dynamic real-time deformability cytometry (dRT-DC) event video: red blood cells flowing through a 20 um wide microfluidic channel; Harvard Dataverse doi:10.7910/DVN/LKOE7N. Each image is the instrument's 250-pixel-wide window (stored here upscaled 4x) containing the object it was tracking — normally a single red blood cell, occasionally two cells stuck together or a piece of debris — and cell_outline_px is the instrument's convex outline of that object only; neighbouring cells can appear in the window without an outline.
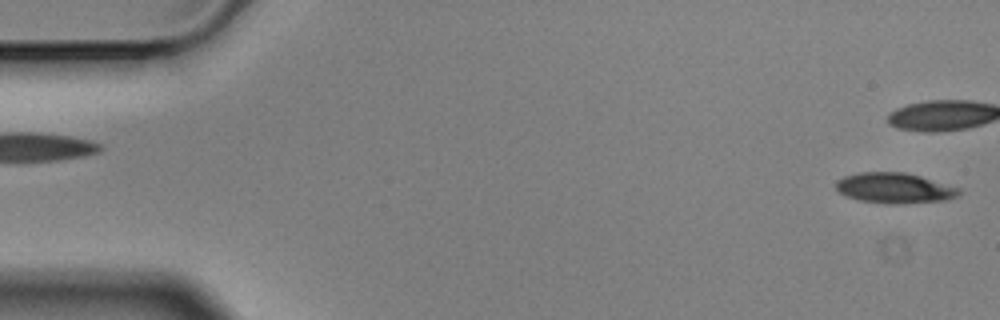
{"species": "Egyptian fruit bat (a non-hibernating species)", "species_latin": "Rousettus aegyptiacus", "temperature_condition": "cold", "stored_images_in_passage": 6, "segment_of_instrument_passage": [2, 2], "camera_frame_rate_fps": 3000, "um_per_image_px": 0.085, "animal": {"sex": "male"}, "frame": {"image": 1, "passage_image": 6, "time_ms": 1.667, "image_size_px": [1000, 320], "cell_outline_px": [[960, 196], [948, 200], [896, 204], [884, 204], [860, 200], [848, 196], [840, 192], [836, 188], [836, 180], [844, 176], [860, 172], [904, 172], [920, 176], [960, 188]], "centroid_in_image_um": [76.06, 15.99], "position_along_channel_um": 8.9, "area_um2": 21.85}}